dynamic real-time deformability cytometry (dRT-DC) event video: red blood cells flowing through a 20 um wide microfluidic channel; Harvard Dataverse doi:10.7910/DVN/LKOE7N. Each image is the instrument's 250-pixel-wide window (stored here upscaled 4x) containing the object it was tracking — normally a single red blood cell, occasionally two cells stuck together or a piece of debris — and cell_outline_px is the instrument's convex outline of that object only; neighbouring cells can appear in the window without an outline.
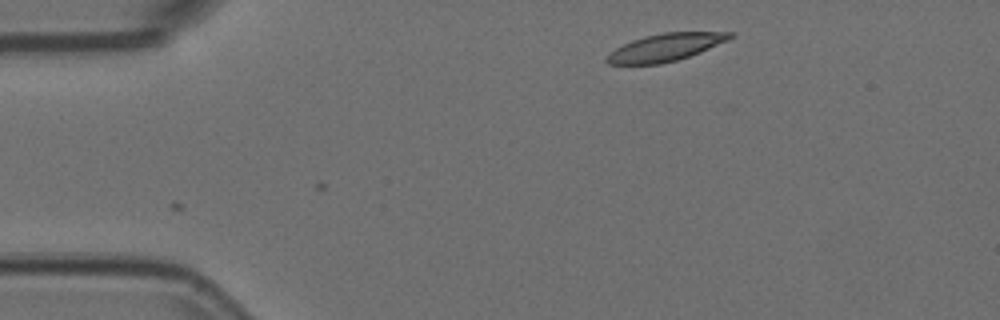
{"species": "Egyptian fruit bat (a non-hibernating species)", "species_latin": "Rousettus aegyptiacus", "temperature_condition": "room temperature", "stored_images_in_passage": 2, "camera_frame_rate_fps": 3000, "um_per_image_px": 0.085, "animal": {"sex": "female"}, "frame": {"image": 1, "passage_image": 1, "time_ms": 0.0, "image_size_px": [1000, 320], "cell_outline_px": [[736, 36], [728, 40], [700, 52], [676, 60], [660, 64], [608, 64], [604, 60], [608, 52], [632, 40], [644, 36], [664, 32], [736, 32]], "centroid_in_image_um": [56.56, 4.02], "position_along_channel_um": 28.4, "area_um2": 19.77}}